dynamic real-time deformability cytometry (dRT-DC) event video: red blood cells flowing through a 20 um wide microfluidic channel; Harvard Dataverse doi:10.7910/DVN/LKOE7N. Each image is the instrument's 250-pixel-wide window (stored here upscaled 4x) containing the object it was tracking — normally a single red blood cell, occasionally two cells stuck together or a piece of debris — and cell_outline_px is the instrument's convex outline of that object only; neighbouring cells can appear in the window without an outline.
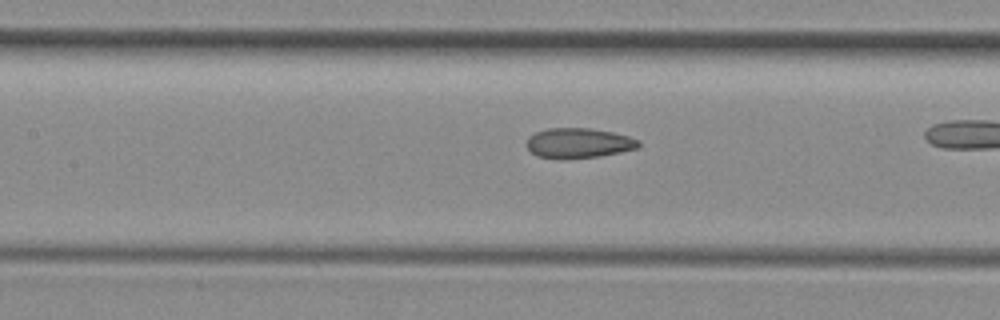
{"species": "common noctule bat (a hibernating species)", "species_latin": "Nyctalus noctula", "temperature_condition": "room temperature", "stored_images_in_passage": 39, "camera_frame_rate_fps": 3000, "um_per_image_px": 0.085, "animal": {"sex": "female", "body_mass_g": 29.2, "forearm_length_mm": 56.3}, "frame": {"image": 1, "passage_image": 23, "time_ms": 7.333, "image_size_px": [1000, 320], "cell_outline_px": [[640, 144], [636, 148], [620, 152], [600, 156], [564, 160], [536, 156], [524, 144], [528, 136], [536, 132], [548, 128], [588, 128], [612, 132], [628, 136], [640, 140]], "centroid_in_image_um": [49.13, 12.17], "position_along_channel_um": 158.3, "area_um2": 19.83}}